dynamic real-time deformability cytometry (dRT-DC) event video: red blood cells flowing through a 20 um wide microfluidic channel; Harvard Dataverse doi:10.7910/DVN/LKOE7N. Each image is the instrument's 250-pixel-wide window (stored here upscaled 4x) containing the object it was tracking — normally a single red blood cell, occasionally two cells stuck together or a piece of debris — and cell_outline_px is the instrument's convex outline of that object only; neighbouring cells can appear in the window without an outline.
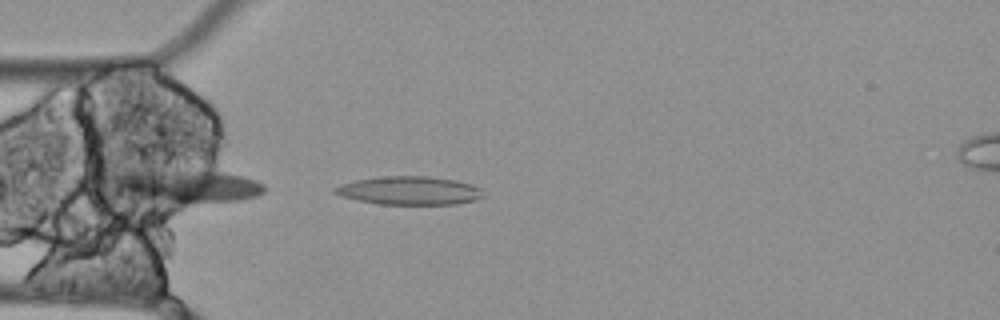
{"species": "Egyptian fruit bat (a non-hibernating species)", "species_latin": "Rousettus aegyptiacus", "temperature_condition": "cold", "stored_images_in_passage": 5, "camera_frame_rate_fps": 3000, "um_per_image_px": 0.085, "animal": {"sex": "female"}, "frame": {"image": 1, "passage_image": 5, "time_ms": 1.333, "image_size_px": [1000, 320], "cell_outline_px": [[484, 196], [476, 200], [456, 204], [380, 204], [340, 196], [332, 192], [332, 188], [340, 184], [356, 180], [384, 176], [428, 176], [456, 180], [472, 184], [480, 188]], "centroid_in_image_um": [34.8, 16.19], "position_along_channel_um": 50.2, "area_um2": 24.57}}